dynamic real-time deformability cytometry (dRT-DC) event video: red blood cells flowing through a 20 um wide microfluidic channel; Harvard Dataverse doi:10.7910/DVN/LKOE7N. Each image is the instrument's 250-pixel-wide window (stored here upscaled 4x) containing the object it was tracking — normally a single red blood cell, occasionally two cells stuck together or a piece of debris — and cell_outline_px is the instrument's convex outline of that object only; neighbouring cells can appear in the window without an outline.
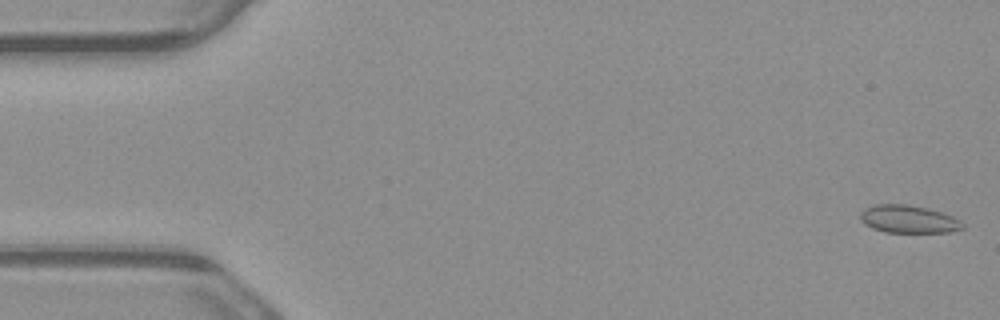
{"species": "common noctule bat (a hibernating species)", "species_latin": "Nyctalus noctula", "temperature_condition": "warm", "stored_images_in_passage": 4, "camera_frame_rate_fps": 3000, "um_per_image_px": 0.085, "animal": {"sex": "male", "body_mass_g": 23.1, "forearm_length_mm": 52.7}, "frame": {"image": 1, "passage_image": 1, "time_ms": 0.0, "image_size_px": [1000, 320], "cell_outline_px": [[964, 228], [948, 232], [884, 232], [872, 228], [864, 224], [860, 220], [860, 212], [864, 208], [876, 204], [908, 204], [928, 208], [944, 212], [960, 220], [964, 224]], "centroid_in_image_um": [77.21, 18.62], "position_along_channel_um": 7.8, "area_um2": 16.76}}